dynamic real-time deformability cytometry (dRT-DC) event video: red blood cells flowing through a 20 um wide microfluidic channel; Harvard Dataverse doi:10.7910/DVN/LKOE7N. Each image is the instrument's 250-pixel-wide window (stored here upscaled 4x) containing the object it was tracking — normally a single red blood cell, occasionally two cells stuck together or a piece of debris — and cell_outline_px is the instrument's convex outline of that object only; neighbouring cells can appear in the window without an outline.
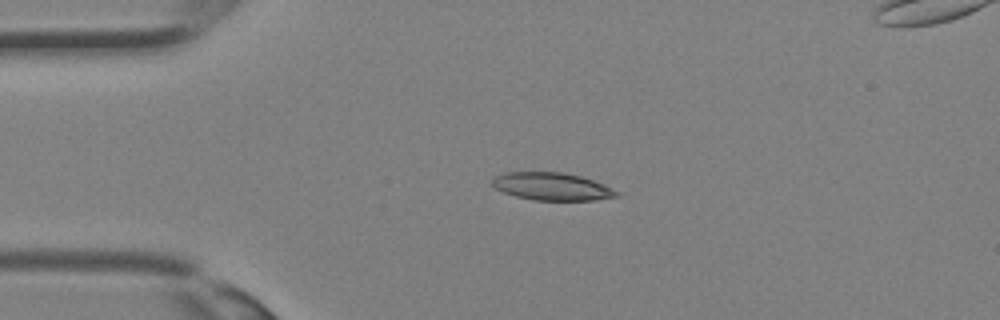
{"species": "Egyptian fruit bat (a non-hibernating species)", "species_latin": "Rousettus aegyptiacus", "temperature_condition": "room temperature", "stored_images_in_passage": 32, "segment_of_instrument_passage": [1, 2], "camera_frame_rate_fps": 3000, "um_per_image_px": 0.085, "animal": {"sex": "female"}, "frame": {"image": 1, "passage_image": 4, "time_ms": 1.0, "image_size_px": [1000, 320], "cell_outline_px": [[620, 196], [592, 200], [532, 200], [516, 196], [504, 192], [496, 188], [492, 184], [492, 180], [496, 176], [504, 172], [560, 172], [580, 176], [604, 184], [620, 192]], "centroid_in_image_um": [46.93, 15.85], "position_along_channel_um": 38.1, "area_um2": 19.94}}
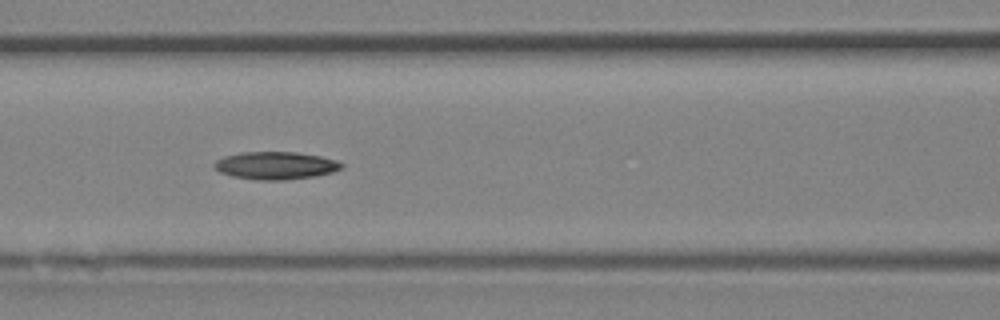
{"frame": {"image": 2, "passage_image": 11, "time_ms": 3.333, "image_size_px": [1000, 320], "cell_outline_px": [[344, 168], [332, 172], [316, 176], [284, 180], [260, 180], [232, 176], [220, 172], [212, 164], [216, 160], [224, 156], [240, 152], [296, 152], [320, 156], [336, 160], [344, 164]], "centroid_in_image_um": [23.44, 14.06], "position_along_channel_um": 143.2, "area_um2": 20.58}}
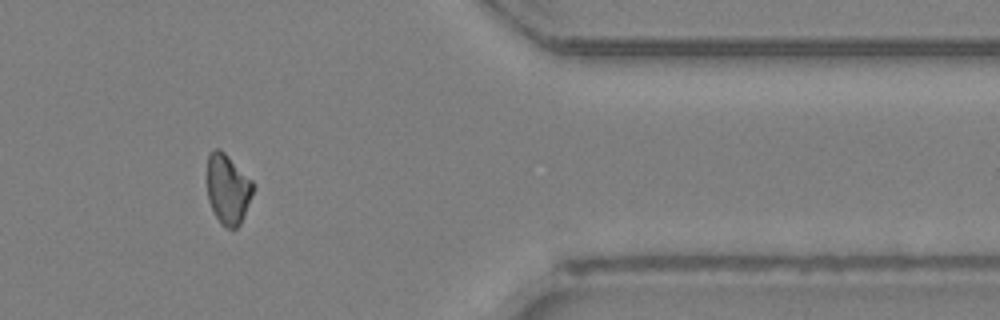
{"frame": {"image": 3, "passage_image": 25, "time_ms": 8.0, "image_size_px": [1000, 320], "cell_outline_px": [[256, 184], [240, 224], [236, 228], [228, 228], [220, 224], [208, 200], [208, 156], [216, 148], [220, 148]], "centroid_in_image_um": [19.38, 16.08], "position_along_channel_um": 392.0, "area_um2": 18.5}}